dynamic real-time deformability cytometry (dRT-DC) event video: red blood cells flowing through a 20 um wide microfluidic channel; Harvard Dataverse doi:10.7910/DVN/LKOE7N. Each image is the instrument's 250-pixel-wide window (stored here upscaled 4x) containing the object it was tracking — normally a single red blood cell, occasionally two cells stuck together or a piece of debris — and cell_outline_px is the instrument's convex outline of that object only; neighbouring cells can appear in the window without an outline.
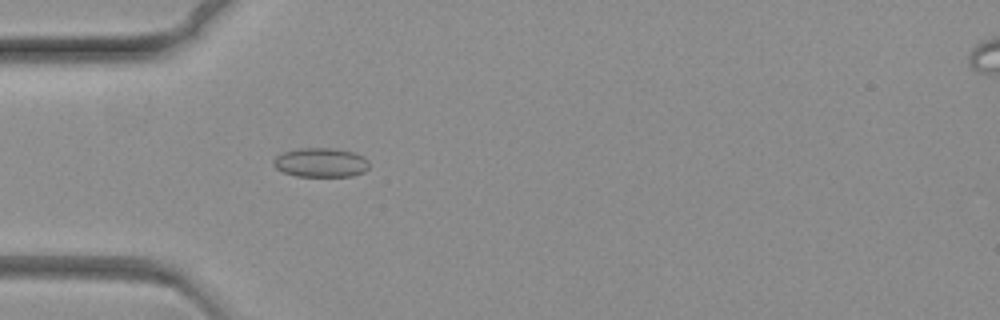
{"species": "common noctule bat (a hibernating species)", "species_latin": "Nyctalus noctula", "temperature_condition": "warm", "stored_images_in_passage": 54, "camera_frame_rate_fps": 3000, "um_per_image_px": 0.085, "animal": {"sex": "female", "body_mass_g": 19.3, "forearm_length_mm": 54.1}, "frame": {"image": 1, "passage_image": 3, "time_ms": 0.667, "image_size_px": [1000, 320], "cell_outline_px": [[368, 168], [364, 172], [352, 176], [296, 176], [284, 172], [276, 168], [272, 164], [272, 160], [276, 156], [284, 152], [300, 148], [336, 148], [356, 152], [364, 156], [368, 160]], "centroid_in_image_um": [27.29, 13.8], "position_along_channel_um": 57.7, "area_um2": 16.47}}
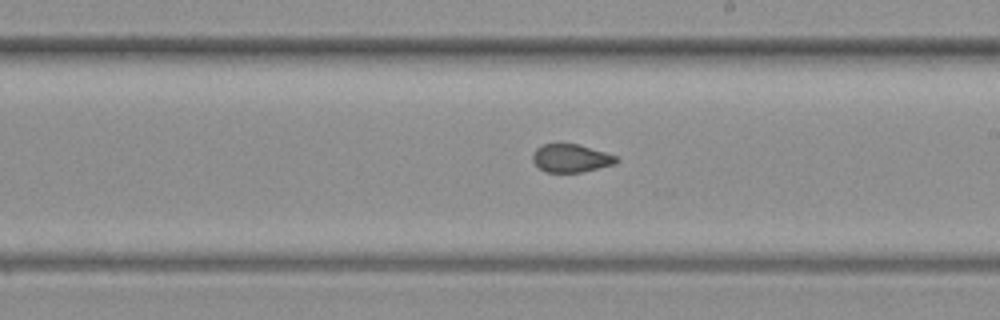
{"frame": {"image": 2, "passage_image": 23, "time_ms": 7.333, "image_size_px": [1000, 320], "cell_outline_px": [[620, 160], [616, 164], [580, 172], [544, 172], [532, 160], [532, 152], [536, 148], [544, 144], [580, 144], [616, 156]], "centroid_in_image_um": [48.53, 13.44], "position_along_channel_um": 240.5, "area_um2": 13.7}}
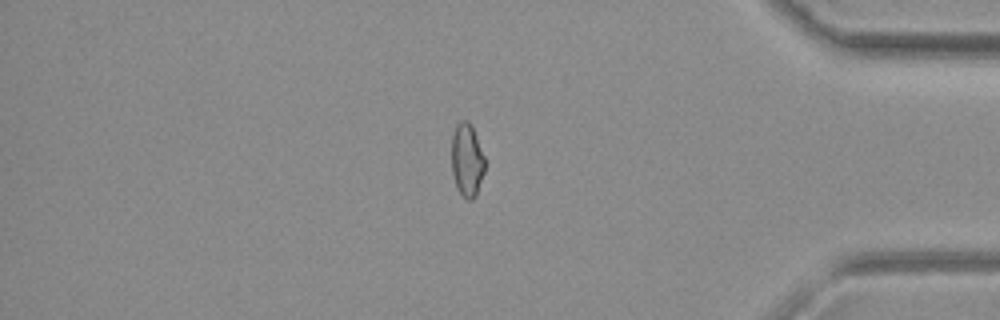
{"frame": {"image": 3, "passage_image": 43, "time_ms": 14.0, "image_size_px": [1000, 320], "cell_outline_px": [[484, 172], [476, 196], [472, 200], [468, 200], [460, 192], [456, 184], [452, 172], [452, 136], [456, 124], [460, 120], [468, 120], [476, 136], [484, 156]], "centroid_in_image_um": [39.69, 13.59], "position_along_channel_um": 395.5, "area_um2": 13.99}}